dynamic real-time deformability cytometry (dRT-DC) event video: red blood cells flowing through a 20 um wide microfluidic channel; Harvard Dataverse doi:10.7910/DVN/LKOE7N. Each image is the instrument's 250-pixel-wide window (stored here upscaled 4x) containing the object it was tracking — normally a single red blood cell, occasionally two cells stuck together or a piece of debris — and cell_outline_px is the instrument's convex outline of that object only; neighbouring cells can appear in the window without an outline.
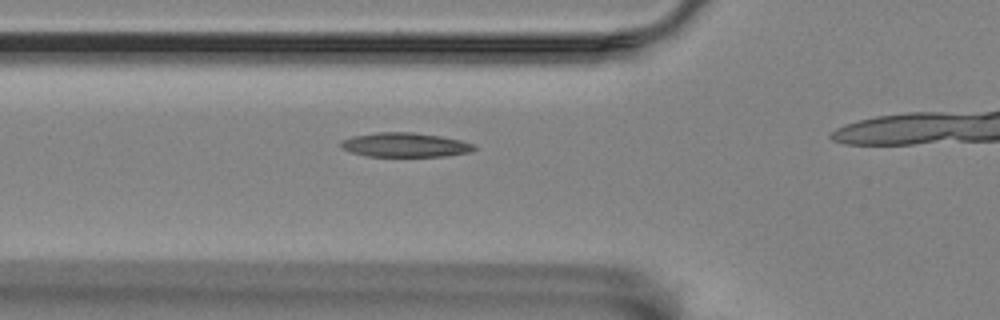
{"species": "Egyptian fruit bat (a non-hibernating species)", "species_latin": "Rousettus aegyptiacus", "temperature_condition": "room temperature", "stored_images_in_passage": 19, "camera_frame_rate_fps": 3000, "um_per_image_px": 0.085, "animal": {"sex": "female"}, "frame": {"image": 1, "passage_image": 14, "time_ms": 4.333, "image_size_px": [1000, 320], "cell_outline_px": [[476, 148], [472, 152], [444, 156], [364, 156], [352, 152], [344, 148], [340, 144], [340, 140], [352, 136], [376, 132], [412, 132], [440, 136], [460, 140], [472, 144]], "centroid_in_image_um": [34.41, 12.31], "position_along_channel_um": 91.4, "area_um2": 18.79}}